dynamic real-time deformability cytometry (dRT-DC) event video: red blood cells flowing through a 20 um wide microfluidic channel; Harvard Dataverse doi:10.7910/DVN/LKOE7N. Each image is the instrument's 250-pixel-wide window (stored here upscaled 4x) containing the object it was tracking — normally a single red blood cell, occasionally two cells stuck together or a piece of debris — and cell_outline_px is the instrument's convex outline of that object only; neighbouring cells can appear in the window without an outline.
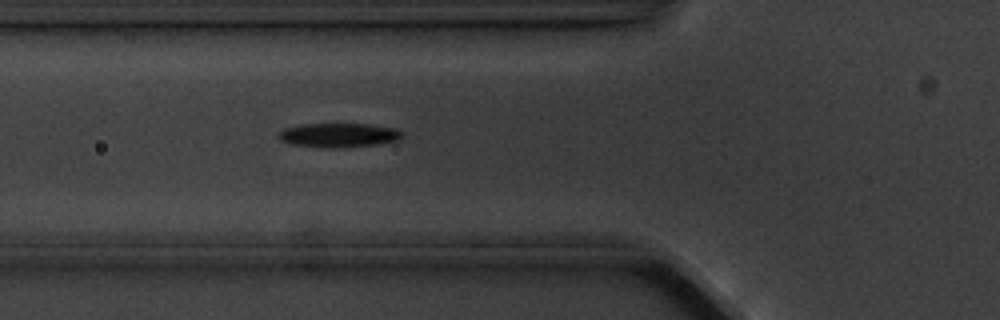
{"species": "common noctule bat (a hibernating species)", "species_latin": "Nyctalus noctula", "temperature_condition": "cold", "stored_images_in_passage": 3, "camera_frame_rate_fps": 3000, "um_per_image_px": 0.085, "animal": {"sex": "male", "body_mass_g": 20.1, "forearm_length_mm": 53.5}, "frame": {"image": 1, "passage_image": 3, "time_ms": 3.0, "image_size_px": [1000, 320], "cell_outline_px": [[404, 136], [396, 140], [376, 144], [332, 148], [324, 148], [292, 144], [280, 140], [276, 136], [276, 132], [284, 128], [300, 124], [368, 124], [396, 128]], "centroid_in_image_um": [28.71, 11.48], "position_along_channel_um": 97.1, "area_um2": 17.4}}